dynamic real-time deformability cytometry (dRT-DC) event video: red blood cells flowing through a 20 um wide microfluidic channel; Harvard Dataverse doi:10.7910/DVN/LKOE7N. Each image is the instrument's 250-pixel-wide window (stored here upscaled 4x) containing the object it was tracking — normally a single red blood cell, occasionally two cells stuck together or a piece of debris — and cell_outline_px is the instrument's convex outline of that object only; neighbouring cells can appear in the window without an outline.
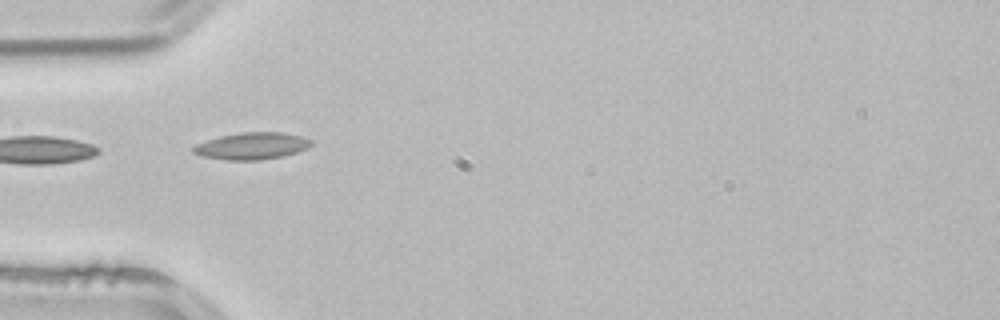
{"species": "common noctule bat (a hibernating species)", "species_latin": "Nyctalus noctula", "temperature_condition": "room temperature", "stored_images_in_passage": 16, "camera_frame_rate_fps": 3000, "um_per_image_px": 0.085, "animal": {"sex": "male", "body_mass_g": 21.5, "forearm_length_mm": 52.0}, "frame": {"image": 1, "passage_image": 1, "time_ms": 0.0, "image_size_px": [1000, 320], "cell_outline_px": [[312, 144], [308, 148], [284, 156], [260, 160], [228, 160], [204, 156], [192, 152], [188, 148], [196, 144], [220, 136], [240, 132], [284, 132], [300, 136], [312, 140]], "centroid_in_image_um": [21.4, 12.4], "position_along_channel_um": 63.6, "area_um2": 18.55}}